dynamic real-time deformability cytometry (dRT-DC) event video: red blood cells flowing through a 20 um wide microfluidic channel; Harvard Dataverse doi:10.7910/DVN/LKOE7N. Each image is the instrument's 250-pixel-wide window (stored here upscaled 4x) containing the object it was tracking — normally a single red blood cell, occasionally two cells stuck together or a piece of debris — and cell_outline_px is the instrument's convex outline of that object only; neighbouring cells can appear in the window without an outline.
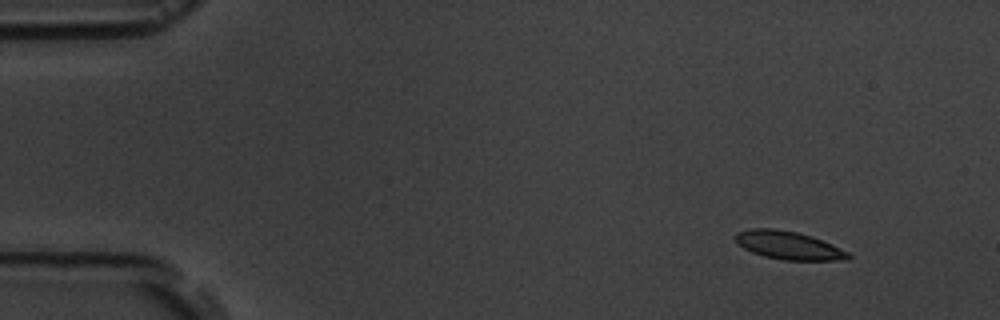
{"species": "common noctule bat (a hibernating species)", "species_latin": "Nyctalus noctula", "temperature_condition": "room temperature", "stored_images_in_passage": 4, "camera_frame_rate_fps": 3000, "um_per_image_px": 0.085, "animal": {"sex": "male", "body_mass_g": 19.5, "forearm_length_mm": 54.6}, "frame": {"image": 1, "passage_image": 1, "time_ms": 0.0, "image_size_px": [1000, 320], "cell_outline_px": [[852, 256], [848, 260], [784, 260], [764, 256], [752, 252], [744, 248], [736, 240], [736, 232], [752, 228], [772, 228], [796, 232], [812, 236], [848, 252]], "centroid_in_image_um": [67.03, 20.86], "position_along_channel_um": 18.0, "area_um2": 18.26}}
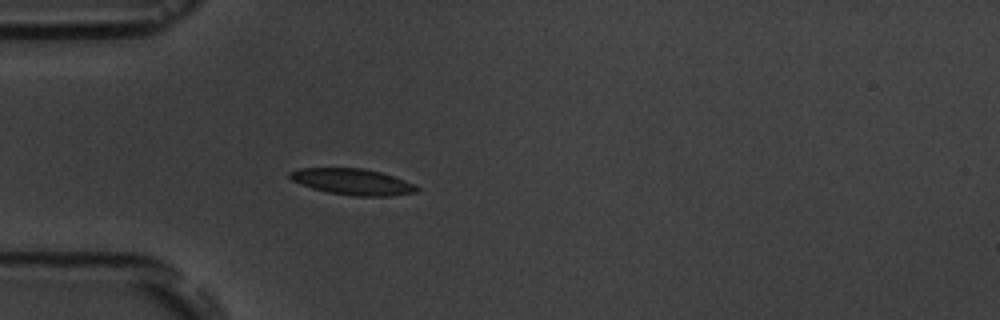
{"frame": {"image": 2, "passage_image": 4, "time_ms": 3.667, "image_size_px": [1000, 320], "cell_outline_px": [[420, 188], [416, 192], [392, 196], [352, 196], [328, 192], [312, 188], [300, 184], [292, 180], [288, 176], [288, 172], [300, 168], [364, 168], [380, 172], [404, 180]], "centroid_in_image_um": [29.94, 15.45], "position_along_channel_um": 55.1, "area_um2": 19.31}}